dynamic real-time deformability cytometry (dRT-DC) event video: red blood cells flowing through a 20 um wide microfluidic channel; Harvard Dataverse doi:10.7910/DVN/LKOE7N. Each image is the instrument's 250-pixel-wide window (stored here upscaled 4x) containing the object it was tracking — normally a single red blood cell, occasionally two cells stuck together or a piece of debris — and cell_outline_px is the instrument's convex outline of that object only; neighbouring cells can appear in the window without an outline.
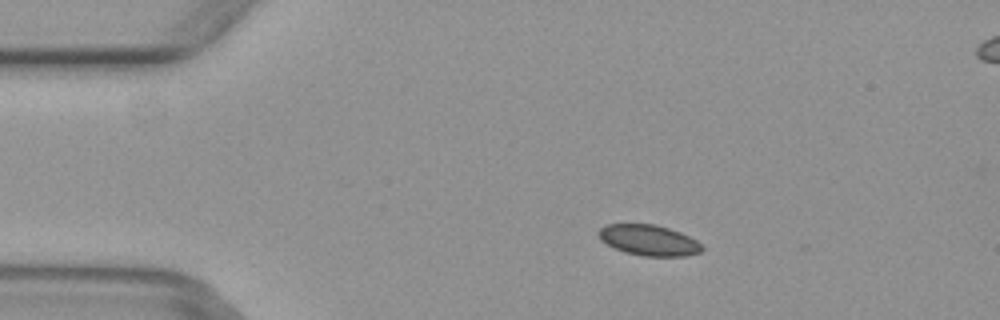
{"species": "common noctule bat (a hibernating species)", "species_latin": "Nyctalus noctula", "temperature_condition": "warm", "stored_images_in_passage": 5, "camera_frame_rate_fps": 3000, "um_per_image_px": 0.085, "animal": {"sex": "female", "body_mass_g": 29.2, "forearm_length_mm": 56.3}, "frame": {"image": 1, "passage_image": 2, "time_ms": 0.333, "image_size_px": [1000, 320], "cell_outline_px": [[704, 248], [700, 252], [688, 256], [644, 256], [624, 252], [600, 240], [596, 232], [600, 228], [608, 224], [656, 224], [680, 232], [696, 240]], "centroid_in_image_um": [55.14, 20.41], "position_along_channel_um": 29.9, "area_um2": 18.5}}
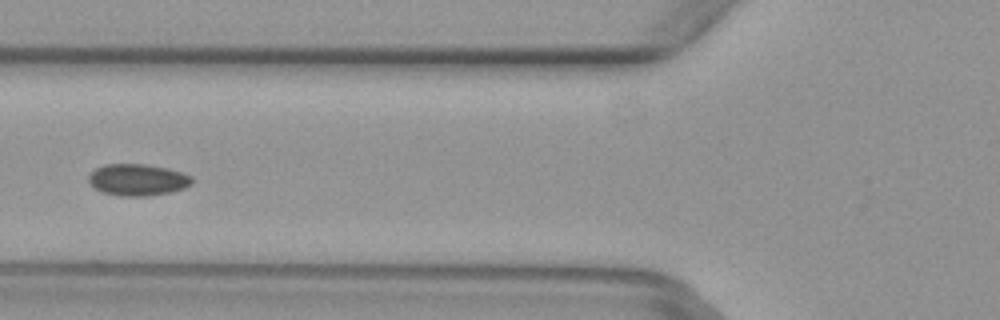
{"frame": {"image": 2, "passage_image": 5, "time_ms": 1.333, "image_size_px": [1000, 320], "cell_outline_px": [[192, 184], [184, 188], [172, 192], [148, 196], [120, 196], [104, 192], [88, 184], [88, 176], [96, 168], [104, 164], [148, 164], [168, 168], [192, 176]], "centroid_in_image_um": [11.7, 15.28], "position_along_channel_um": 114.1, "area_um2": 19.19}}